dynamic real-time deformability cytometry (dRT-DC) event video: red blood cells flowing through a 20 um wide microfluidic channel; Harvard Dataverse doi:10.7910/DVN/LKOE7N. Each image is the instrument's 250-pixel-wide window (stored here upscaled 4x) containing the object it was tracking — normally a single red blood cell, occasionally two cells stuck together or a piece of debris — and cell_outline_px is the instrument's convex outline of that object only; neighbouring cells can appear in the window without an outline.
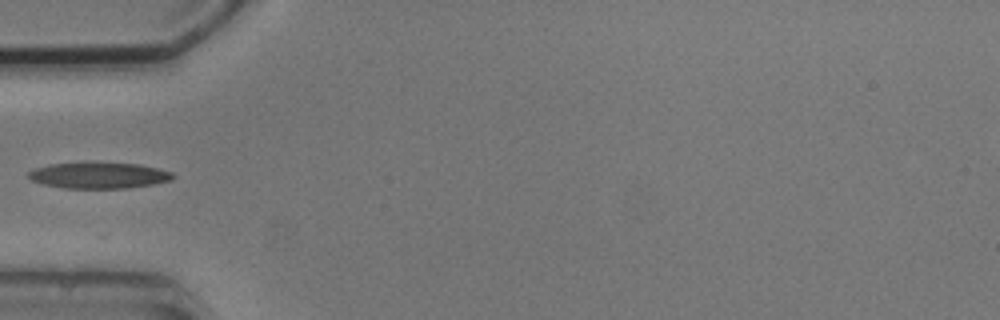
{"species": "common noctule bat (a hibernating species)", "species_latin": "Nyctalus noctula", "temperature_condition": "cold", "stored_images_in_passage": 4, "camera_frame_rate_fps": 3000, "um_per_image_px": 0.085, "animal": {"sex": "male", "body_mass_g": 20.5, "forearm_length_mm": 52.5}, "frame": {"image": 1, "passage_image": 4, "time_ms": 3.333, "image_size_px": [1000, 320], "cell_outline_px": [[176, 176], [172, 180], [152, 184], [124, 188], [64, 188], [44, 184], [32, 180], [28, 176], [28, 172], [36, 168], [48, 164], [140, 164], [172, 172]], "centroid_in_image_um": [8.42, 14.93], "position_along_channel_um": 76.6, "area_um2": 21.27}}